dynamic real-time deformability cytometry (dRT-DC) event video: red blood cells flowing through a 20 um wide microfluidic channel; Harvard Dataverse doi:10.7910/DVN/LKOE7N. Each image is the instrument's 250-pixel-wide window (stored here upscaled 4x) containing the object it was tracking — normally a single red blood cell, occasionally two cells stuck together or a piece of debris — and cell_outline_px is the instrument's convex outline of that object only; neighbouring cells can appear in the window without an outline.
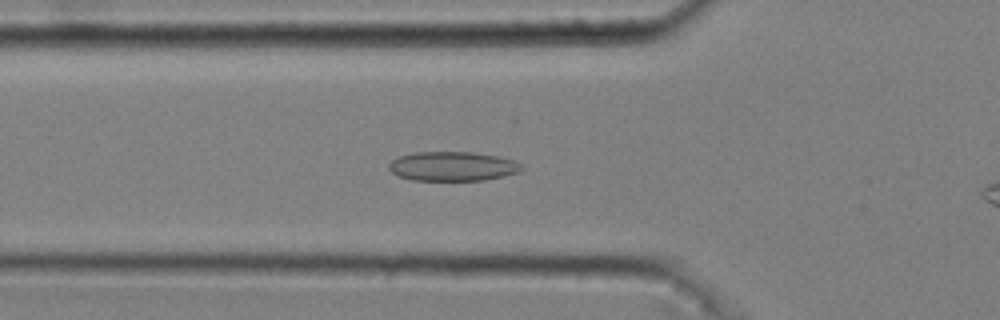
{"species": "common noctule bat (a hibernating species)", "species_latin": "Nyctalus noctula", "temperature_condition": "cold", "stored_images_in_passage": 40, "camera_frame_rate_fps": 3000, "um_per_image_px": 0.085, "animal": {"sex": "male", "body_mass_g": 20.4}, "frame": {"image": 1, "passage_image": 11, "time_ms": 3.333, "image_size_px": [1000, 320], "cell_outline_px": [[524, 168], [520, 172], [504, 176], [484, 180], [412, 180], [400, 176], [392, 172], [388, 168], [388, 164], [392, 160], [400, 156], [416, 152], [472, 152], [496, 156], [512, 160], [520, 164]], "centroid_in_image_um": [38.47, 14.14], "position_along_channel_um": 87.3, "area_um2": 22.54}}
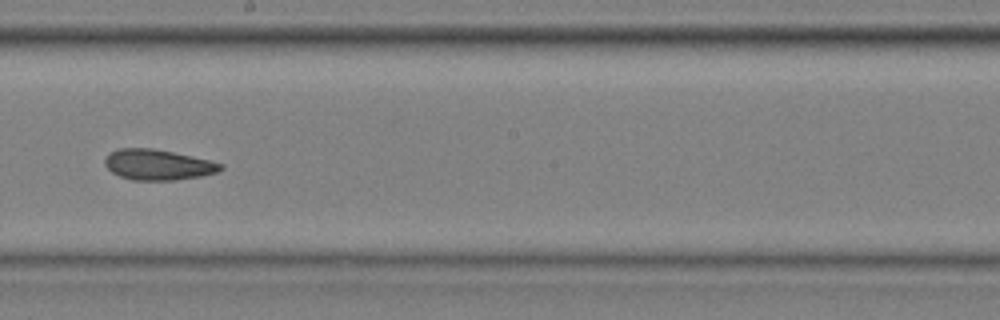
{"frame": {"image": 2, "passage_image": 23, "time_ms": 7.333, "image_size_px": [1000, 320], "cell_outline_px": [[224, 168], [216, 172], [200, 176], [176, 180], [132, 180], [120, 176], [112, 172], [104, 164], [104, 160], [108, 152], [120, 148], [152, 148], [192, 156], [224, 164]], "centroid_in_image_um": [13.39, 14.0], "position_along_channel_um": 234.8, "area_um2": 20.58}}
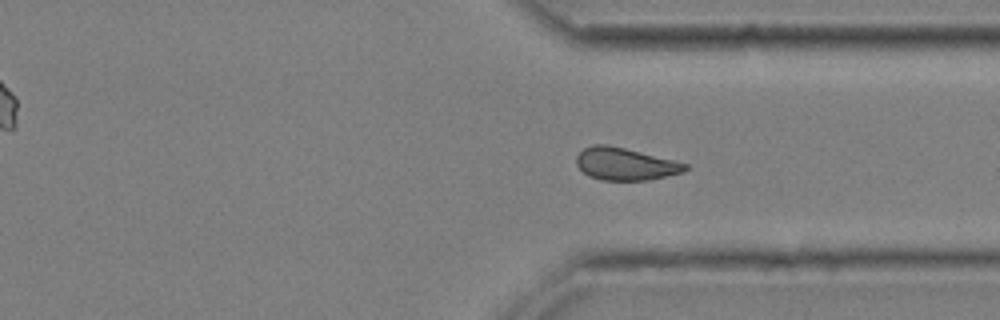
{"frame": {"image": 3, "passage_image": 33, "time_ms": 10.667, "image_size_px": [1000, 320], "cell_outline_px": [[688, 168], [684, 172], [648, 180], [600, 180], [588, 176], [576, 164], [576, 156], [584, 148], [592, 144], [608, 144], [688, 164]], "centroid_in_image_um": [53.11, 13.94], "position_along_channel_um": 358.3, "area_um2": 20.4}, "authors_computed_cell_mechanics": {"area_um2": 20.7502, "velocity_mm_per_s": 3.6849, "shape_relaxation_time_tau1_ms": null, "shape_relaxation_time_tau2_ms": 3.2952, "deformation_change_tau1": null, "deformation_change_tau2": 0.0866}}